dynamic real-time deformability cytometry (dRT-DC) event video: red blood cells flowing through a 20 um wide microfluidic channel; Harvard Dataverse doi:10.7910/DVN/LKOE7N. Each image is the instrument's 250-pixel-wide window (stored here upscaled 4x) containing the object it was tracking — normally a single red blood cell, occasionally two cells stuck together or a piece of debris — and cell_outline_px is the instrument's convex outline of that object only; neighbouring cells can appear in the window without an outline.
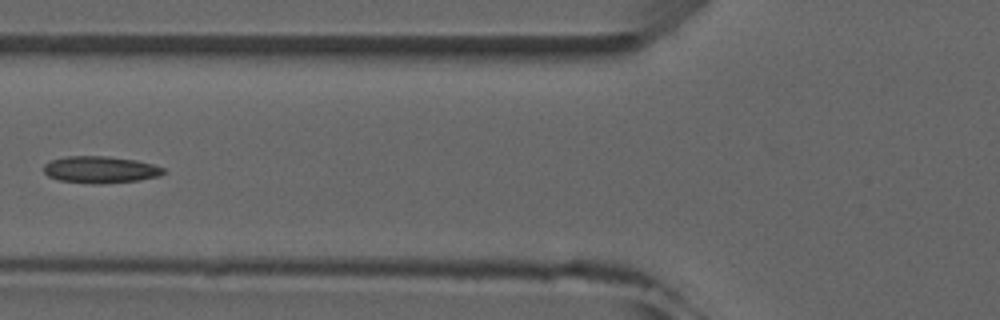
{"species": "common noctule bat (a hibernating species)", "species_latin": "Nyctalus noctula", "temperature_condition": "room temperature", "stored_images_in_passage": 5, "camera_frame_rate_fps": 3000, "um_per_image_px": 0.085, "animal": {"sex": "male", "forearm_length_mm": 52.5}, "frame": {"image": 1, "passage_image": 5, "time_ms": 4.333, "image_size_px": [1000, 320], "cell_outline_px": [[164, 172], [160, 176], [140, 180], [100, 184], [96, 184], [60, 180], [48, 176], [44, 172], [44, 164], [52, 160], [64, 156], [108, 156], [136, 160], [152, 164], [164, 168]], "centroid_in_image_um": [8.53, 14.41], "position_along_channel_um": 117.3, "area_um2": 18.73}}